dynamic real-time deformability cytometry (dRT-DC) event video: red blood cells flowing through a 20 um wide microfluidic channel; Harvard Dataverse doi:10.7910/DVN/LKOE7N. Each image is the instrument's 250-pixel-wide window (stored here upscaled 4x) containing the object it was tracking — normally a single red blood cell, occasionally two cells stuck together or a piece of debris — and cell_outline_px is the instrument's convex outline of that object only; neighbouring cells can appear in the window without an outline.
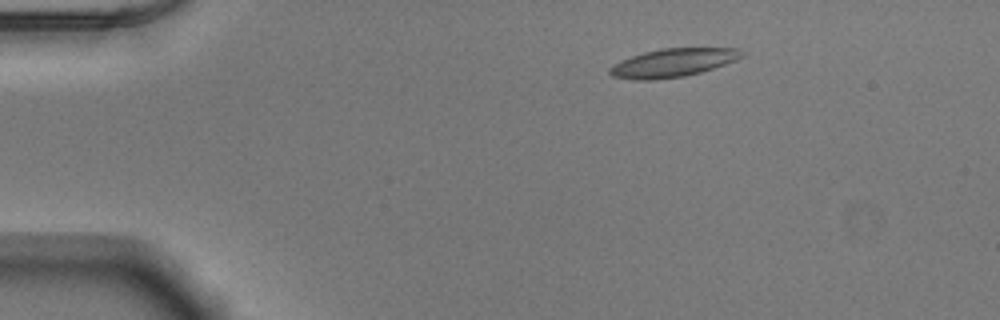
{"species": "Egyptian fruit bat (a non-hibernating species)", "species_latin": "Rousettus aegyptiacus", "temperature_condition": "warm", "stored_images_in_passage": 45, "camera_frame_rate_fps": 3000, "um_per_image_px": 0.085, "animal": {"sex": "male"}, "frame": {"image": 1, "passage_image": 1, "time_ms": 0.0, "image_size_px": [1000, 320], "cell_outline_px": [[748, 52], [744, 56], [736, 60], [700, 72], [684, 76], [652, 80], [632, 80], [612, 76], [608, 72], [608, 68], [620, 60], [644, 52], [664, 48], [740, 48]], "centroid_in_image_um": [57.21, 5.33], "position_along_channel_um": 27.8, "area_um2": 21.91}}
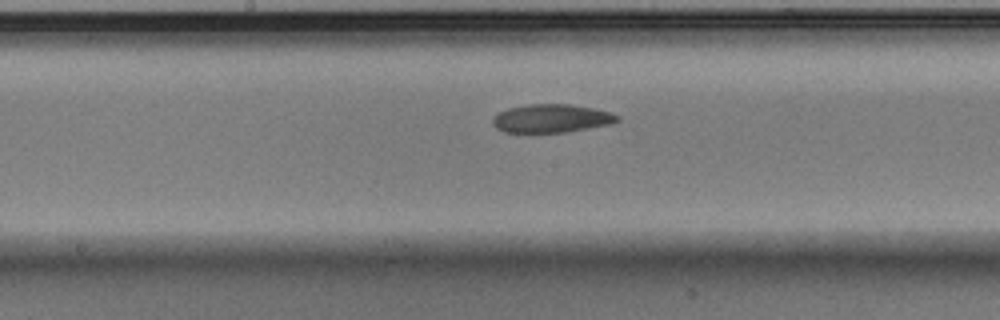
{"frame": {"image": 2, "passage_image": 20, "time_ms": 6.333, "image_size_px": [1000, 320], "cell_outline_px": [[620, 120], [612, 124], [568, 132], [528, 136], [504, 132], [496, 128], [492, 124], [492, 120], [500, 112], [508, 108], [528, 104], [568, 104], [592, 108], [608, 112], [620, 116]], "centroid_in_image_um": [46.82, 10.12], "position_along_channel_um": 201.4, "area_um2": 21.44}}
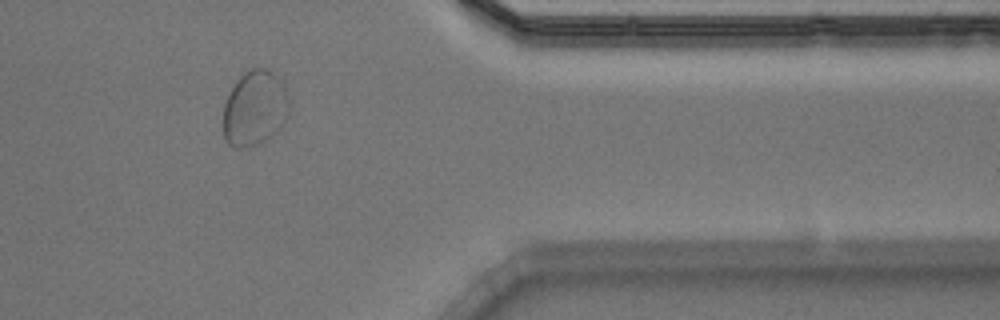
{"frame": {"image": 3, "passage_image": 36, "time_ms": 11.667, "image_size_px": [1000, 320], "cell_outline_px": [[280, 80], [272, 132], [264, 140], [256, 144], [240, 148], [236, 148], [228, 144], [224, 136], [224, 104], [236, 80], [244, 72], [252, 68], [264, 68], [272, 72]], "centroid_in_image_um": [21.34, 9.18], "position_along_channel_um": 390.1, "area_um2": 25.09}, "authors_computed_cell_mechanics": {"area_um2": 21.7906, "velocity_mm_per_s": 3.8358, "shape_relaxation_time_tau1_ms": null, "shape_relaxation_time_tau2_ms": 2.14, "deformation_change_tau1": null, "deformation_change_tau2": 0.0565}}